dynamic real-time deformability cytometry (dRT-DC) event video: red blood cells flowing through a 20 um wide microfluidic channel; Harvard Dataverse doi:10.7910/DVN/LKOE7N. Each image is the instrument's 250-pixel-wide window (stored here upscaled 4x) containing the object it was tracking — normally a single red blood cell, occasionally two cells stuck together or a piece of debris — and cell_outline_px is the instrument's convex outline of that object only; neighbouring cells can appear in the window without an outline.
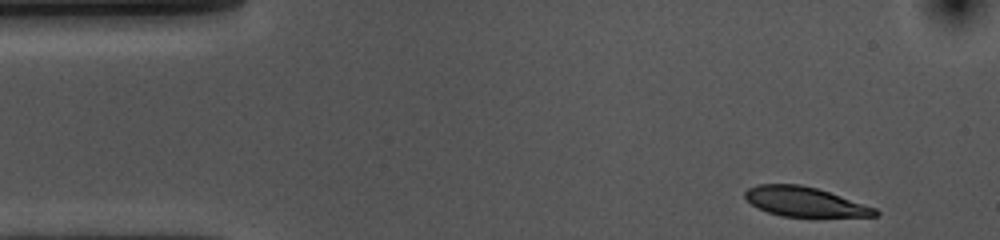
{"species": "common noctule bat (a hibernating species)", "species_latin": "Nyctalus noctula", "temperature_condition": "cold", "stored_images_in_passage": 41, "camera_frame_rate_fps": 3000, "um_per_image_px": 0.085, "animal": {"sex": "female", "body_mass_g": 10.0, "forearm_length_mm": 53.1}, "frame": {"image": 1, "passage_image": 1, "time_ms": 0.0, "image_size_px": [1000, 240], "cell_outline_px": [[880, 212], [876, 216], [780, 216], [768, 212], [752, 204], [744, 196], [744, 192], [748, 188], [756, 184], [800, 184], [816, 188], [876, 208]], "centroid_in_image_um": [68.37, 17.14], "position_along_channel_um": 16.6, "area_um2": 22.02}}
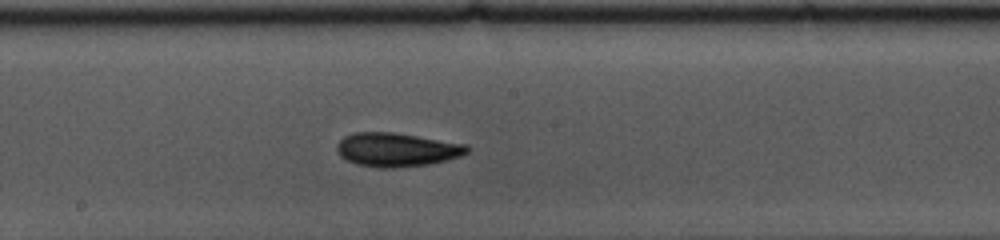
{"frame": {"image": 2, "passage_image": 24, "time_ms": 7.667, "image_size_px": [1000, 240], "cell_outline_px": [[472, 148], [468, 152], [460, 156], [428, 164], [396, 168], [380, 168], [356, 164], [340, 156], [336, 148], [336, 144], [344, 136], [356, 132], [392, 132], [468, 144]], "centroid_in_image_um": [33.73, 12.72], "position_along_channel_um": 214.5, "area_um2": 25.66}}
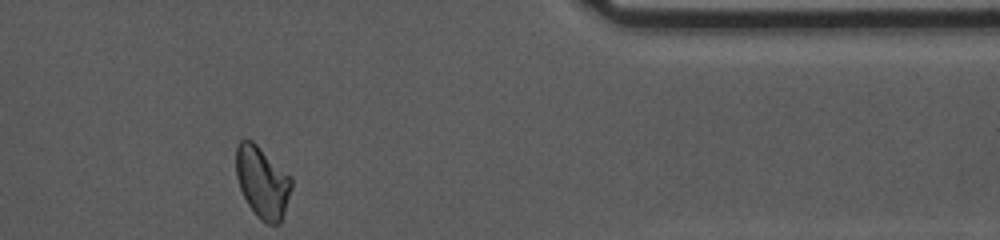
{"frame": {"image": 3, "passage_image": 41, "time_ms": 13.333, "image_size_px": [1000, 240], "cell_outline_px": [[292, 188], [280, 224], [268, 224], [260, 220], [252, 212], [240, 188], [236, 176], [236, 144], [240, 140], [252, 140], [292, 176]], "centroid_in_image_um": [22.31, 15.48], "position_along_channel_um": 389.1, "area_um2": 23.29}, "authors_computed_cell_mechanics": {"area_um2": 24.1604, "velocity_mm_per_s": 3.5836, "shape_relaxation_time_tau1_ms": 4.712, "shape_relaxation_time_tau2_ms": 4.1626, "deformation_change_tau1": 0.1277, "deformation_change_tau2": 0.0938}}